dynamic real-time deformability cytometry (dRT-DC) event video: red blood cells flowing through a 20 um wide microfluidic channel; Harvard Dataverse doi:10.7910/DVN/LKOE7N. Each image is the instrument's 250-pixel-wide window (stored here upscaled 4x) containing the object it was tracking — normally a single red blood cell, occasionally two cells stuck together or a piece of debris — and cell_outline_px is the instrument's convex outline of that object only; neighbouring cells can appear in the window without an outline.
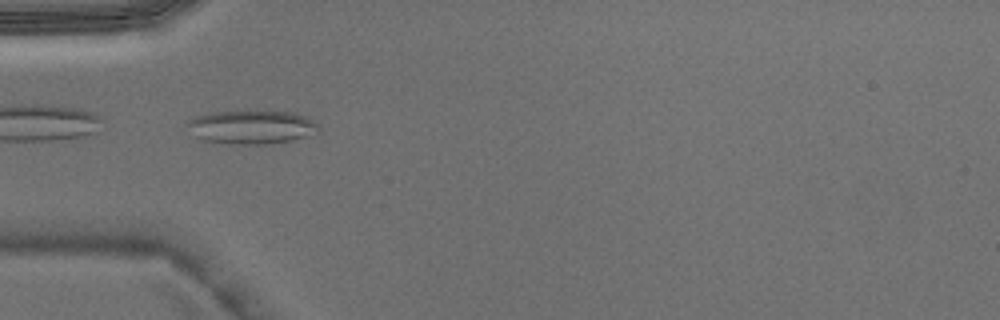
{"species": "Egyptian fruit bat (a non-hibernating species)", "species_latin": "Rousettus aegyptiacus", "temperature_condition": "warm", "stored_images_in_passage": 4, "camera_frame_rate_fps": 3000, "um_per_image_px": 0.085, "animal": {"sex": "male"}, "frame": {"image": 1, "passage_image": 3, "time_ms": 0.667, "image_size_px": [1000, 320], "cell_outline_px": [[320, 132], [312, 136], [272, 144], [232, 144], [204, 140], [196, 136], [184, 124], [188, 120], [196, 116], [212, 112], [296, 112], [308, 116], [320, 128]], "centroid_in_image_um": [21.44, 10.81], "position_along_channel_um": 63.6, "area_um2": 25.84}}